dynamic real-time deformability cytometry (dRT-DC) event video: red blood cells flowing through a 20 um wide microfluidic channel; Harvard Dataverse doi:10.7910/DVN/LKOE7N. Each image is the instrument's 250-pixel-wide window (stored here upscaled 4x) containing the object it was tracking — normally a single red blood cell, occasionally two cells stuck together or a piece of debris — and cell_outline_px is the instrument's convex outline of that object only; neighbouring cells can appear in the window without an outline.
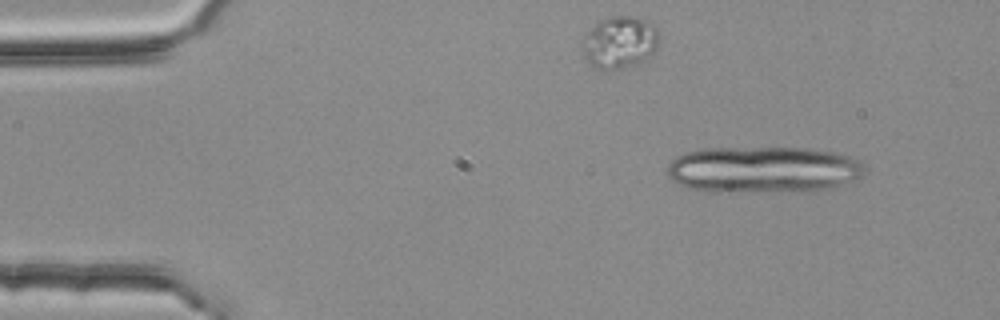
{"species": "common noctule bat (a hibernating species)", "species_latin": "Nyctalus noctula", "temperature_condition": "room temperature", "stored_images_in_passage": 3, "camera_frame_rate_fps": 3000, "um_per_image_px": 0.085, "animal": {"sex": "female", "body_mass_g": 25.1}, "frame": {"image": 1, "passage_image": 1, "time_ms": 0.0, "image_size_px": [1000, 320], "cell_outline_px": [[864, 172], [856, 180], [832, 188], [808, 192], [720, 192], [688, 188], [672, 180], [668, 176], [668, 164], [676, 156], [688, 152], [704, 148], [808, 148], [836, 152], [860, 160], [864, 168]], "centroid_in_image_um": [64.91, 14.43], "position_along_channel_um": 20.1, "area_um2": 54.16}}